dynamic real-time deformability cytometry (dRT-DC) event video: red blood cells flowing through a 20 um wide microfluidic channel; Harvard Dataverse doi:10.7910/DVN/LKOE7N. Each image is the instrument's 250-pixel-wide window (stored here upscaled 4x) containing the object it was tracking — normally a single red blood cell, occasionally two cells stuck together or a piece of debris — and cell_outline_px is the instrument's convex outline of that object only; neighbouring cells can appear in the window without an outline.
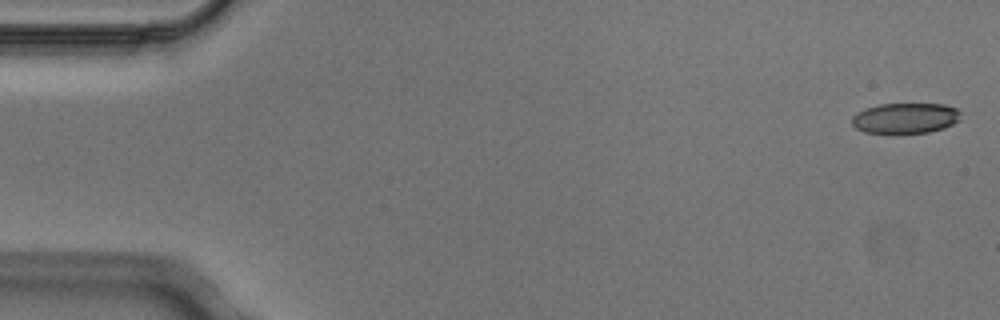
{"species": "Egyptian fruit bat (a non-hibernating species)", "species_latin": "Rousettus aegyptiacus", "temperature_condition": "cold", "stored_images_in_passage": 4, "camera_frame_rate_fps": 3000, "um_per_image_px": 0.085, "animal": {"sex": "male"}, "frame": {"image": 1, "passage_image": 1, "time_ms": 0.0, "image_size_px": [1000, 320], "cell_outline_px": [[960, 120], [944, 128], [928, 132], [892, 136], [864, 132], [856, 128], [852, 124], [852, 116], [856, 112], [880, 104], [944, 104], [956, 108], [960, 112]], "centroid_in_image_um": [76.92, 10.09], "position_along_channel_um": 8.1, "area_um2": 20.0}}
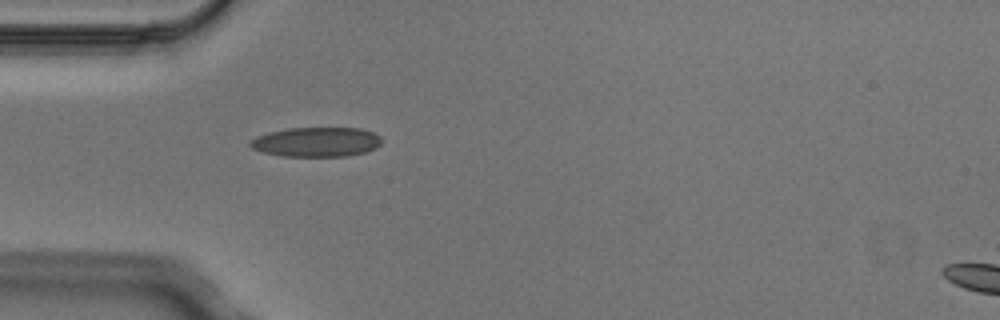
{"frame": {"image": 2, "passage_image": 4, "time_ms": 1.0, "image_size_px": [1000, 320], "cell_outline_px": [[380, 144], [376, 148], [364, 152], [348, 156], [280, 156], [264, 152], [252, 148], [248, 144], [256, 136], [268, 132], [288, 128], [360, 128], [372, 132], [380, 136]], "centroid_in_image_um": [26.88, 12.06], "position_along_channel_um": 58.1, "area_um2": 22.6}}